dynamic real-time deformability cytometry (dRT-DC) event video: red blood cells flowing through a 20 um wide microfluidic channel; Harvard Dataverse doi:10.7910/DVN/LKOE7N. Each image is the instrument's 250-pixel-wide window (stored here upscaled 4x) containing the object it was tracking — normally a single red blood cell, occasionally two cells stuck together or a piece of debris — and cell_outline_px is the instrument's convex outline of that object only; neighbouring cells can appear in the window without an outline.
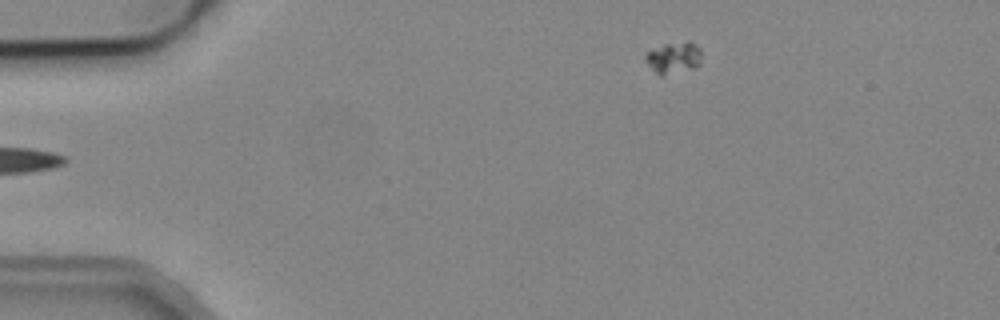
{"species": "common noctule bat (a hibernating species)", "species_latin": "Nyctalus noctula", "temperature_condition": "cold", "stored_images_in_passage": 5, "segment_of_instrument_passage": [2, 2], "camera_frame_rate_fps": 3000, "um_per_image_px": 0.085, "animal": {"sex": "male", "body_mass_g": 19.2, "forearm_length_mm": 51.8}, "frame": {"image": 1, "passage_image": 5, "time_ms": 5.0, "image_size_px": [1000, 320], "cell_outline_px": [[700, 64], [696, 68], [664, 76], [660, 76], [644, 60], [644, 56], [652, 48], [664, 44], [688, 40], [696, 44], [700, 48]], "centroid_in_image_um": [57.27, 4.9], "position_along_channel_um": 27.7, "area_um2": 10.58}}